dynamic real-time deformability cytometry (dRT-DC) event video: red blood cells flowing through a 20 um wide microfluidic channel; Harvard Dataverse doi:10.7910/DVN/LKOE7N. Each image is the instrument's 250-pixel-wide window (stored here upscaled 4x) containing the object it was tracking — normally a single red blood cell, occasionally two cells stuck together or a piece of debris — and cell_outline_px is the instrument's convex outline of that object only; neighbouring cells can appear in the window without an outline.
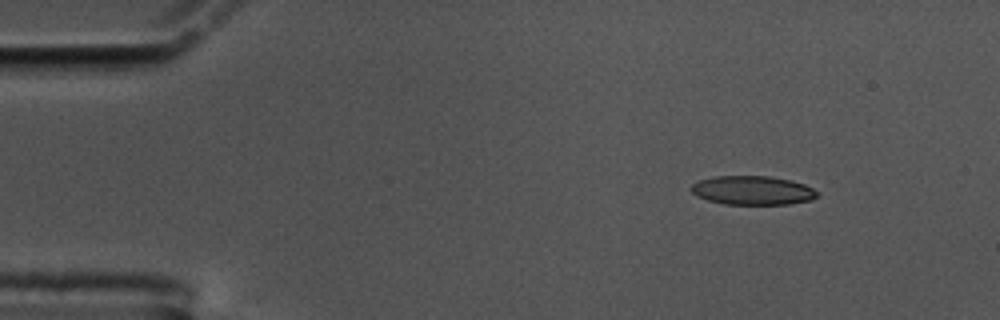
{"species": "common noctule bat (a hibernating species)", "species_latin": "Nyctalus noctula", "temperature_condition": "cold", "stored_images_in_passage": 51, "camera_frame_rate_fps": 3000, "um_per_image_px": 0.085, "animal": {"sex": "male", "body_mass_g": 17.5, "forearm_length_mm": 52.3}, "frame": {"image": 1, "passage_image": 1, "time_ms": 0.0, "image_size_px": [1000, 320], "cell_outline_px": [[820, 196], [812, 200], [788, 204], [724, 204], [708, 200], [696, 196], [688, 188], [692, 184], [700, 180], [712, 176], [768, 176], [792, 180], [804, 184], [812, 188]], "centroid_in_image_um": [63.95, 16.18], "position_along_channel_um": 21.0, "area_um2": 21.39}}
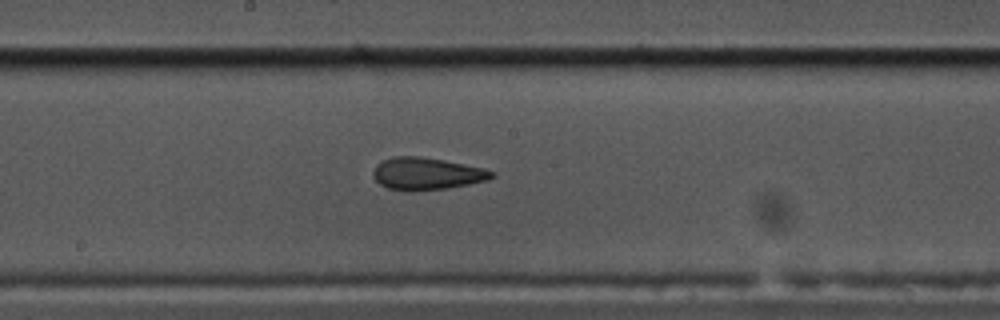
{"frame": {"image": 2, "passage_image": 24, "time_ms": 7.667, "image_size_px": [1000, 320], "cell_outline_px": [[496, 176], [488, 180], [448, 188], [412, 192], [388, 188], [380, 184], [372, 176], [372, 172], [376, 164], [392, 156], [420, 156], [444, 160], [484, 168], [496, 172]], "centroid_in_image_um": [36.27, 14.77], "position_along_channel_um": 211.9, "area_um2": 22.54}}
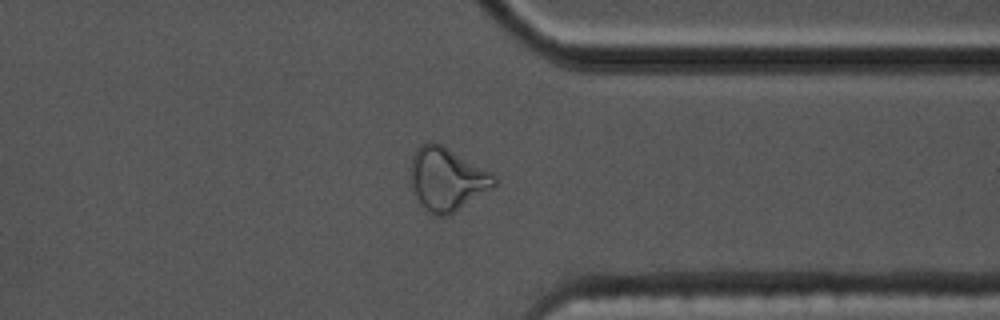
{"frame": {"image": 3, "passage_image": 38, "time_ms": 12.333, "image_size_px": [1000, 320], "cell_outline_px": [[496, 184], [492, 188], [448, 216], [432, 216], [420, 204], [412, 188], [412, 156], [416, 148], [420, 144], [428, 140], [440, 144], [496, 172]], "centroid_in_image_um": [38.03, 15.21], "position_along_channel_um": 373.4, "area_um2": 31.04}, "authors_computed_cell_mechanics": {"area_um2": 22.3108, "velocity_mm_per_s": 3.5223, "shape_relaxation_time_tau1_ms": null, "shape_relaxation_time_tau2_ms": 5.5208, "deformation_change_tau1": null, "deformation_change_tau2": 0.0466}}